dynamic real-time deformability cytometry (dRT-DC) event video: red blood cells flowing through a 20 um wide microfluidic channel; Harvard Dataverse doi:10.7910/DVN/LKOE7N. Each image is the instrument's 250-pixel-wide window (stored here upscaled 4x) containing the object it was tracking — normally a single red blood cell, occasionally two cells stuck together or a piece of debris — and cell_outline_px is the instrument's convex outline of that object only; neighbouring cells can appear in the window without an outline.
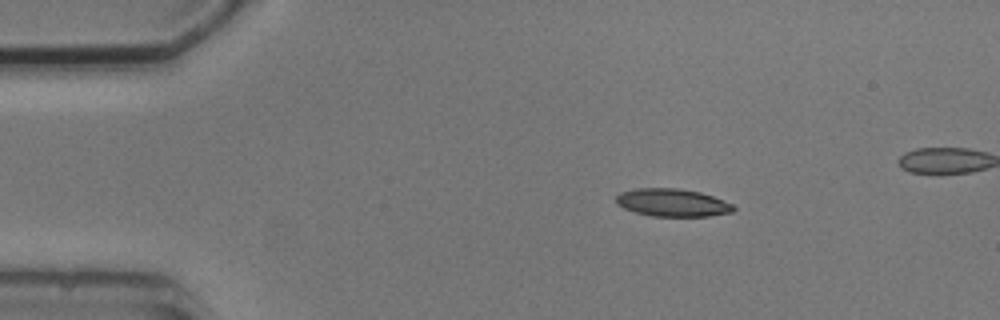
{"species": "common noctule bat (a hibernating species)", "species_latin": "Nyctalus noctula", "temperature_condition": "cold", "stored_images_in_passage": 3, "camera_frame_rate_fps": 3000, "um_per_image_px": 0.085, "animal": {"sex": "male", "body_mass_g": 20.5, "forearm_length_mm": 52.5}, "frame": {"image": 1, "passage_image": 1, "time_ms": 0.0, "image_size_px": [1000, 320], "cell_outline_px": [[736, 208], [732, 212], [708, 216], [652, 216], [636, 212], [624, 208], [616, 204], [616, 196], [620, 192], [636, 188], [680, 188], [700, 192], [712, 196], [732, 204]], "centroid_in_image_um": [57.13, 17.22], "position_along_channel_um": 27.9, "area_um2": 18.96}}